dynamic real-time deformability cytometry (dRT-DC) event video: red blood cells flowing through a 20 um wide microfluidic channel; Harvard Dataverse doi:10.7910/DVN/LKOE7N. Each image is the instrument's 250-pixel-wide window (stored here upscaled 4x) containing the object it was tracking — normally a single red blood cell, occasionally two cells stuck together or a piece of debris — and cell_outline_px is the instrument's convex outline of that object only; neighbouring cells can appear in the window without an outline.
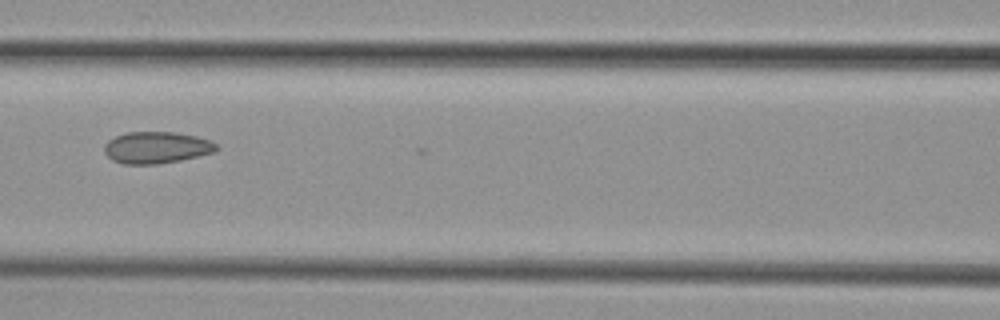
{"species": "common noctule bat (a hibernating species)", "species_latin": "Nyctalus noctula", "temperature_condition": "cold", "stored_images_in_passage": 11, "camera_frame_rate_fps": 3000, "um_per_image_px": 0.085, "animal": {"sex": "female", "body_mass_g": 29.2, "forearm_length_mm": 56.3}, "frame": {"image": 1, "passage_image": 7, "time_ms": 8.667, "image_size_px": [1000, 320], "cell_outline_px": [[220, 148], [216, 152], [180, 160], [156, 164], [124, 164], [112, 160], [104, 152], [104, 144], [108, 140], [116, 136], [128, 132], [176, 132], [196, 136], [212, 140]], "centroid_in_image_um": [13.33, 12.54], "position_along_channel_um": 153.3, "area_um2": 20.87}}
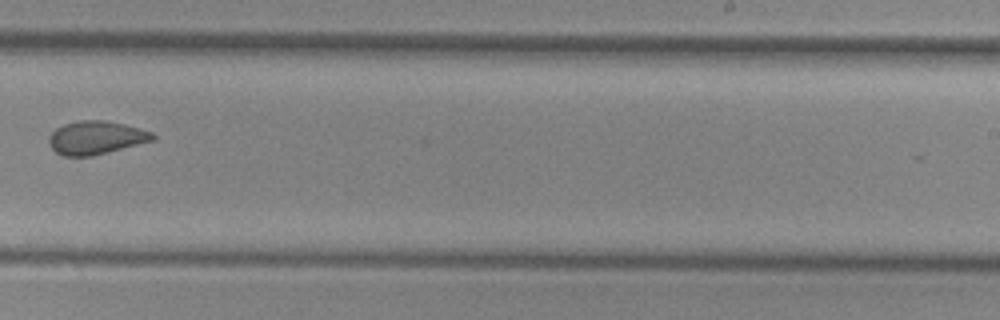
{"frame": {"image": 2, "passage_image": 10, "time_ms": 12.0, "image_size_px": [1000, 320], "cell_outline_px": [[156, 136], [152, 140], [92, 156], [64, 156], [56, 152], [52, 148], [48, 140], [48, 136], [56, 128], [64, 124], [80, 120], [104, 120], [124, 124], [140, 128], [152, 132]], "centroid_in_image_um": [8.13, 11.69], "position_along_channel_um": 280.9, "area_um2": 19.94}}
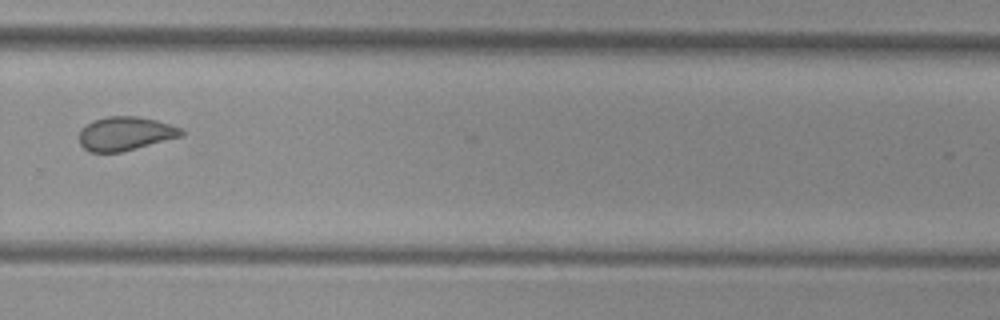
{"frame": {"image": 3, "passage_image": 11, "time_ms": 13.0, "image_size_px": [1000, 320], "cell_outline_px": [[184, 136], [120, 152], [88, 152], [80, 144], [80, 128], [92, 120], [108, 116], [140, 116], [156, 120], [184, 128]], "centroid_in_image_um": [10.67, 11.34], "position_along_channel_um": 319.1, "area_um2": 20.35}}